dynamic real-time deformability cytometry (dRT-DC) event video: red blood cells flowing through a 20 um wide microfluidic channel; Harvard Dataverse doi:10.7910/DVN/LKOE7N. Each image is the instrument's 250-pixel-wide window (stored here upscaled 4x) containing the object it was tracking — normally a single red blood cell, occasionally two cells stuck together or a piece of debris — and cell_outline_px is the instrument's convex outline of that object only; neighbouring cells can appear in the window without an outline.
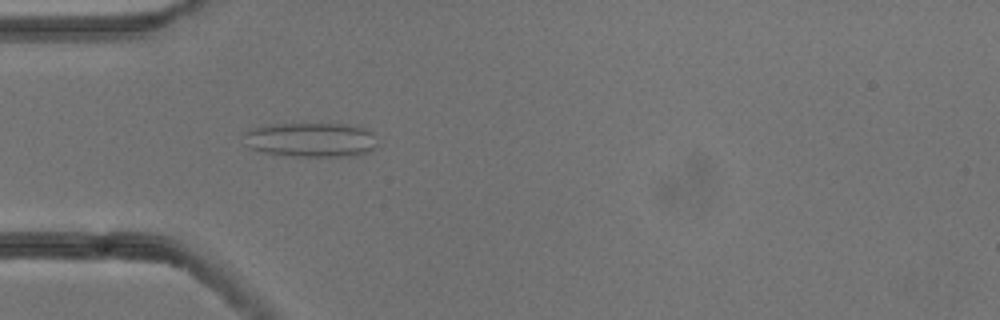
{"species": "common noctule bat (a hibernating species)", "species_latin": "Nyctalus noctula", "temperature_condition": "cold", "stored_images_in_passage": 53, "camera_frame_rate_fps": 3000, "um_per_image_px": 0.085, "animal": {"sex": "male", "body_mass_g": 13.3}, "frame": {"image": 1, "passage_image": 16, "time_ms": 5.0, "image_size_px": [1000, 320], "cell_outline_px": [[376, 148], [368, 152], [356, 156], [292, 156], [260, 152], [248, 148], [244, 144], [240, 132], [252, 128], [268, 124], [344, 124], [364, 128], [372, 132], [376, 144]], "centroid_in_image_um": [26.33, 11.88], "position_along_channel_um": 58.7, "area_um2": 27.34}}
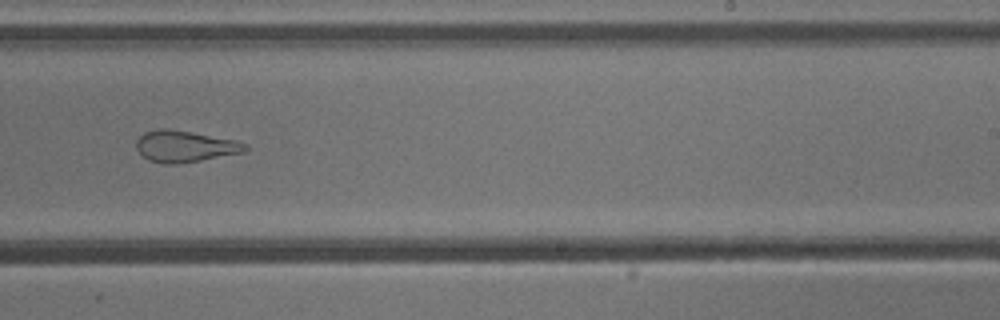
{"frame": {"image": 2, "passage_image": 33, "time_ms": 10.667, "image_size_px": [1000, 320], "cell_outline_px": [[248, 148], [244, 152], [200, 160], [176, 164], [164, 164], [148, 160], [136, 148], [136, 140], [144, 132], [160, 128], [164, 128], [236, 140], [248, 144]], "centroid_in_image_um": [15.7, 12.44], "position_along_channel_um": 273.3, "area_um2": 19.71}}
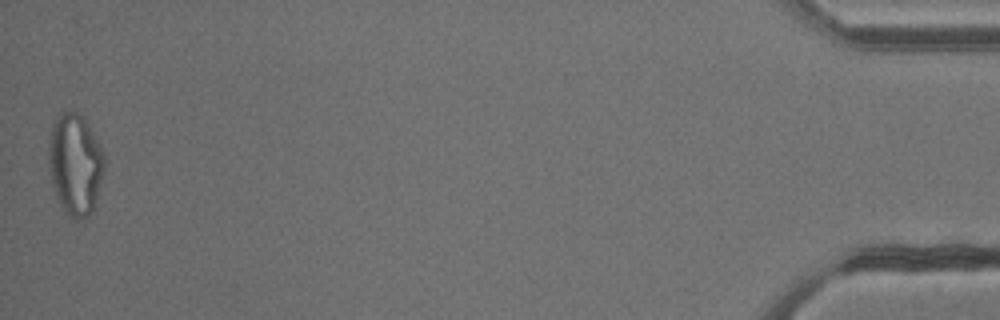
{"frame": {"image": 3, "passage_image": 53, "time_ms": 17.333, "image_size_px": [1000, 320], "cell_outline_px": [[104, 168], [92, 212], [88, 216], [72, 220], [68, 216], [60, 204], [52, 184], [48, 156], [48, 144], [52, 124], [60, 112], [76, 112], [84, 116], [104, 156]], "centroid_in_image_um": [6.36, 13.95], "position_along_channel_um": 428.8, "area_um2": 32.54}, "authors_computed_cell_mechanics": {"area_um2": 26.877, "velocity_mm_per_s": 3.8284, "shape_relaxation_time_tau1_ms": null, "shape_relaxation_time_tau2_ms": 1.7184, "deformation_change_tau1": null, "deformation_change_tau2": 0.1087}}